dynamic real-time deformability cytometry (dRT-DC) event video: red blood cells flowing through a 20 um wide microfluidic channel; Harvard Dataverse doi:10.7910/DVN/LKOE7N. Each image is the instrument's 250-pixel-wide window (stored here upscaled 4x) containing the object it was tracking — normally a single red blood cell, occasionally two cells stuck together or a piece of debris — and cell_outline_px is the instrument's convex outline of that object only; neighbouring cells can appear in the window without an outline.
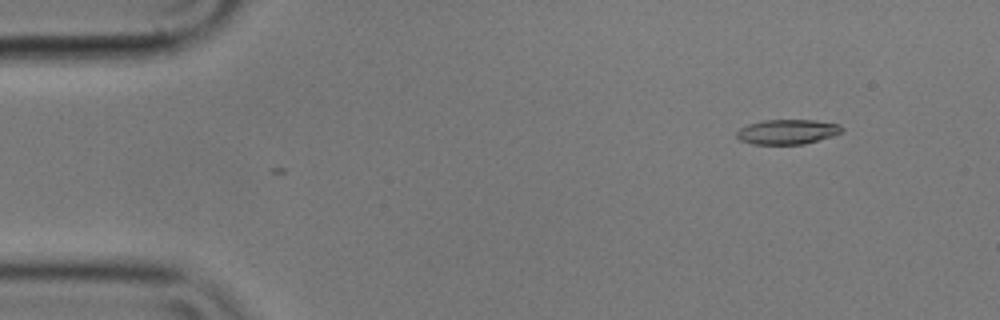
{"species": "common noctule bat (a hibernating species)", "species_latin": "Nyctalus noctula", "temperature_condition": "cold", "stored_images_in_passage": 4, "camera_frame_rate_fps": 3000, "um_per_image_px": 0.085, "animal": {"sex": "male", "body_mass_g": 17.9}, "frame": {"image": 1, "passage_image": 1, "time_ms": 0.0, "image_size_px": [1000, 320], "cell_outline_px": [[844, 132], [832, 136], [804, 144], [752, 144], [740, 140], [736, 136], [736, 132], [740, 128], [748, 124], [764, 120], [816, 120], [840, 124], [844, 128]], "centroid_in_image_um": [66.95, 11.2], "position_along_channel_um": 18.0, "area_um2": 15.32}}